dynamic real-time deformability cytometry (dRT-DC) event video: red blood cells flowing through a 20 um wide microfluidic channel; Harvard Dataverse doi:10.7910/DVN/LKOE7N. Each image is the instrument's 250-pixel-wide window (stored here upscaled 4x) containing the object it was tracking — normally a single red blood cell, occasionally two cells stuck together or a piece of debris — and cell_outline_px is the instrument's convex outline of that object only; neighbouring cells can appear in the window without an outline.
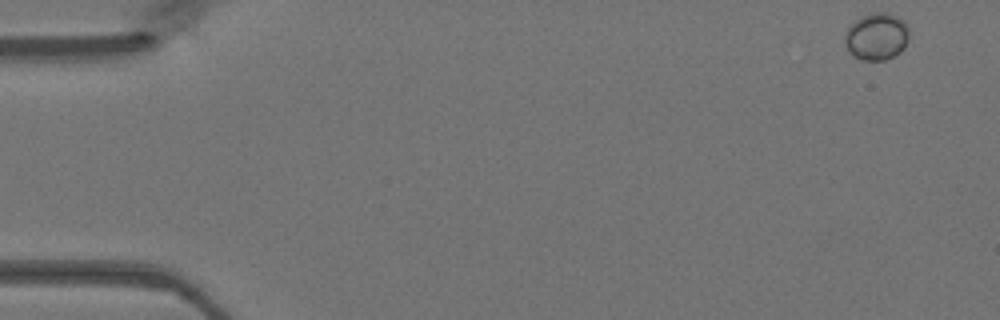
{"species": "Egyptian fruit bat (a non-hibernating species)", "species_latin": "Rousettus aegyptiacus", "temperature_condition": "warm", "stored_images_in_passage": 17, "camera_frame_rate_fps": 3000, "um_per_image_px": 0.085, "animal": {"sex": "female"}, "frame": {"image": 1, "passage_image": 1, "time_ms": 0.0, "image_size_px": [1000, 320], "cell_outline_px": [[908, 40], [904, 48], [900, 52], [884, 60], [860, 60], [848, 52], [844, 44], [844, 36], [848, 28], [860, 16], [872, 12], [888, 12], [904, 20], [908, 24]], "centroid_in_image_um": [74.5, 3.09], "position_along_channel_um": 10.5, "area_um2": 17.92}}